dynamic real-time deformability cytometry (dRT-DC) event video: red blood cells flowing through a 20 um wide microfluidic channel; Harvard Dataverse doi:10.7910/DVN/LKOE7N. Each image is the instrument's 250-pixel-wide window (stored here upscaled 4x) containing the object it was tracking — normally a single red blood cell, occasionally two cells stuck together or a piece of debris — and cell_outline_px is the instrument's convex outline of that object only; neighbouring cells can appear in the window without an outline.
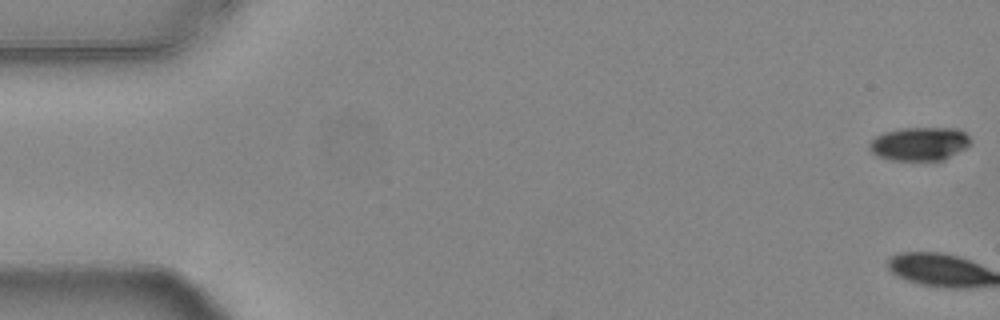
{"species": "common noctule bat (a hibernating species)", "species_latin": "Nyctalus noctula", "temperature_condition": "warm", "stored_images_in_passage": 2, "camera_frame_rate_fps": 3000, "um_per_image_px": 0.085, "animal": {"sex": "female", "body_mass_g": 24.6, "forearm_length_mm": 56.2}, "frame": {"image": 1, "passage_image": 1, "time_ms": 0.0, "image_size_px": [1000, 320], "cell_outline_px": [[972, 144], [944, 160], [888, 160], [876, 156], [868, 148], [868, 144], [876, 136], [884, 132], [904, 128], [956, 128], [964, 132], [972, 140]], "centroid_in_image_um": [78.15, 12.23], "position_along_channel_um": 6.8, "area_um2": 19.88}}